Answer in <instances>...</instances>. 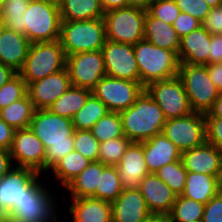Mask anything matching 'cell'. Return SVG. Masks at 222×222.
<instances>
[{
    "mask_svg": "<svg viewBox=\"0 0 222 222\" xmlns=\"http://www.w3.org/2000/svg\"><path fill=\"white\" fill-rule=\"evenodd\" d=\"M30 129L45 148V172L74 150L75 129L72 119L53 114L48 109H37L31 120Z\"/></svg>",
    "mask_w": 222,
    "mask_h": 222,
    "instance_id": "obj_1",
    "label": "cell"
},
{
    "mask_svg": "<svg viewBox=\"0 0 222 222\" xmlns=\"http://www.w3.org/2000/svg\"><path fill=\"white\" fill-rule=\"evenodd\" d=\"M123 134L131 142H145L162 133L166 118L159 105L144 90L136 102L119 112Z\"/></svg>",
    "mask_w": 222,
    "mask_h": 222,
    "instance_id": "obj_2",
    "label": "cell"
},
{
    "mask_svg": "<svg viewBox=\"0 0 222 222\" xmlns=\"http://www.w3.org/2000/svg\"><path fill=\"white\" fill-rule=\"evenodd\" d=\"M133 50L144 87L178 76L180 62L174 51L157 47L145 39L133 45Z\"/></svg>",
    "mask_w": 222,
    "mask_h": 222,
    "instance_id": "obj_3",
    "label": "cell"
},
{
    "mask_svg": "<svg viewBox=\"0 0 222 222\" xmlns=\"http://www.w3.org/2000/svg\"><path fill=\"white\" fill-rule=\"evenodd\" d=\"M106 40L104 18L61 21L59 41L65 56L80 52L100 51Z\"/></svg>",
    "mask_w": 222,
    "mask_h": 222,
    "instance_id": "obj_4",
    "label": "cell"
},
{
    "mask_svg": "<svg viewBox=\"0 0 222 222\" xmlns=\"http://www.w3.org/2000/svg\"><path fill=\"white\" fill-rule=\"evenodd\" d=\"M66 67V56L59 40L31 43L28 56L18 72L30 84Z\"/></svg>",
    "mask_w": 222,
    "mask_h": 222,
    "instance_id": "obj_5",
    "label": "cell"
},
{
    "mask_svg": "<svg viewBox=\"0 0 222 222\" xmlns=\"http://www.w3.org/2000/svg\"><path fill=\"white\" fill-rule=\"evenodd\" d=\"M178 77L183 83L191 110L208 113L213 108L220 91L209 78L207 67L180 63Z\"/></svg>",
    "mask_w": 222,
    "mask_h": 222,
    "instance_id": "obj_6",
    "label": "cell"
},
{
    "mask_svg": "<svg viewBox=\"0 0 222 222\" xmlns=\"http://www.w3.org/2000/svg\"><path fill=\"white\" fill-rule=\"evenodd\" d=\"M25 36L31 43L59 40V7L43 0H31L24 13Z\"/></svg>",
    "mask_w": 222,
    "mask_h": 222,
    "instance_id": "obj_7",
    "label": "cell"
},
{
    "mask_svg": "<svg viewBox=\"0 0 222 222\" xmlns=\"http://www.w3.org/2000/svg\"><path fill=\"white\" fill-rule=\"evenodd\" d=\"M38 180L26 191L18 204L8 210L6 222H50L56 221V205L53 196Z\"/></svg>",
    "mask_w": 222,
    "mask_h": 222,
    "instance_id": "obj_8",
    "label": "cell"
},
{
    "mask_svg": "<svg viewBox=\"0 0 222 222\" xmlns=\"http://www.w3.org/2000/svg\"><path fill=\"white\" fill-rule=\"evenodd\" d=\"M145 17L146 11L129 6L105 12L106 39L135 45L144 39Z\"/></svg>",
    "mask_w": 222,
    "mask_h": 222,
    "instance_id": "obj_9",
    "label": "cell"
},
{
    "mask_svg": "<svg viewBox=\"0 0 222 222\" xmlns=\"http://www.w3.org/2000/svg\"><path fill=\"white\" fill-rule=\"evenodd\" d=\"M144 90L145 87L140 81L118 79L106 75L91 92L106 105L108 111L121 112L132 106Z\"/></svg>",
    "mask_w": 222,
    "mask_h": 222,
    "instance_id": "obj_10",
    "label": "cell"
},
{
    "mask_svg": "<svg viewBox=\"0 0 222 222\" xmlns=\"http://www.w3.org/2000/svg\"><path fill=\"white\" fill-rule=\"evenodd\" d=\"M145 91L159 105L166 119L183 117L193 112L178 76L152 82L145 87Z\"/></svg>",
    "mask_w": 222,
    "mask_h": 222,
    "instance_id": "obj_11",
    "label": "cell"
},
{
    "mask_svg": "<svg viewBox=\"0 0 222 222\" xmlns=\"http://www.w3.org/2000/svg\"><path fill=\"white\" fill-rule=\"evenodd\" d=\"M162 132L180 152L196 148L206 141L205 115L192 112L183 117L167 119Z\"/></svg>",
    "mask_w": 222,
    "mask_h": 222,
    "instance_id": "obj_12",
    "label": "cell"
},
{
    "mask_svg": "<svg viewBox=\"0 0 222 222\" xmlns=\"http://www.w3.org/2000/svg\"><path fill=\"white\" fill-rule=\"evenodd\" d=\"M71 85L92 90L106 76L102 51H87L66 56Z\"/></svg>",
    "mask_w": 222,
    "mask_h": 222,
    "instance_id": "obj_13",
    "label": "cell"
},
{
    "mask_svg": "<svg viewBox=\"0 0 222 222\" xmlns=\"http://www.w3.org/2000/svg\"><path fill=\"white\" fill-rule=\"evenodd\" d=\"M14 167L0 179V222L7 221L8 210L20 202L40 176L30 168Z\"/></svg>",
    "mask_w": 222,
    "mask_h": 222,
    "instance_id": "obj_14",
    "label": "cell"
},
{
    "mask_svg": "<svg viewBox=\"0 0 222 222\" xmlns=\"http://www.w3.org/2000/svg\"><path fill=\"white\" fill-rule=\"evenodd\" d=\"M101 51L107 76L140 81L133 45L106 40Z\"/></svg>",
    "mask_w": 222,
    "mask_h": 222,
    "instance_id": "obj_15",
    "label": "cell"
},
{
    "mask_svg": "<svg viewBox=\"0 0 222 222\" xmlns=\"http://www.w3.org/2000/svg\"><path fill=\"white\" fill-rule=\"evenodd\" d=\"M9 153L18 167L44 171L45 148L30 127L14 131Z\"/></svg>",
    "mask_w": 222,
    "mask_h": 222,
    "instance_id": "obj_16",
    "label": "cell"
},
{
    "mask_svg": "<svg viewBox=\"0 0 222 222\" xmlns=\"http://www.w3.org/2000/svg\"><path fill=\"white\" fill-rule=\"evenodd\" d=\"M71 86L67 68L27 85V95L35 109H47Z\"/></svg>",
    "mask_w": 222,
    "mask_h": 222,
    "instance_id": "obj_17",
    "label": "cell"
},
{
    "mask_svg": "<svg viewBox=\"0 0 222 222\" xmlns=\"http://www.w3.org/2000/svg\"><path fill=\"white\" fill-rule=\"evenodd\" d=\"M181 161L187 172L222 176V150L207 141L181 152Z\"/></svg>",
    "mask_w": 222,
    "mask_h": 222,
    "instance_id": "obj_18",
    "label": "cell"
},
{
    "mask_svg": "<svg viewBox=\"0 0 222 222\" xmlns=\"http://www.w3.org/2000/svg\"><path fill=\"white\" fill-rule=\"evenodd\" d=\"M151 214L168 215L177 195L155 173L147 174L137 188Z\"/></svg>",
    "mask_w": 222,
    "mask_h": 222,
    "instance_id": "obj_19",
    "label": "cell"
},
{
    "mask_svg": "<svg viewBox=\"0 0 222 222\" xmlns=\"http://www.w3.org/2000/svg\"><path fill=\"white\" fill-rule=\"evenodd\" d=\"M123 189H136L149 174L145 162L143 142H131L116 166Z\"/></svg>",
    "mask_w": 222,
    "mask_h": 222,
    "instance_id": "obj_20",
    "label": "cell"
},
{
    "mask_svg": "<svg viewBox=\"0 0 222 222\" xmlns=\"http://www.w3.org/2000/svg\"><path fill=\"white\" fill-rule=\"evenodd\" d=\"M111 206L112 222H142L151 214L137 188L123 189Z\"/></svg>",
    "mask_w": 222,
    "mask_h": 222,
    "instance_id": "obj_21",
    "label": "cell"
},
{
    "mask_svg": "<svg viewBox=\"0 0 222 222\" xmlns=\"http://www.w3.org/2000/svg\"><path fill=\"white\" fill-rule=\"evenodd\" d=\"M143 151L149 173H155L162 166L181 159L180 150L163 132L143 142Z\"/></svg>",
    "mask_w": 222,
    "mask_h": 222,
    "instance_id": "obj_22",
    "label": "cell"
},
{
    "mask_svg": "<svg viewBox=\"0 0 222 222\" xmlns=\"http://www.w3.org/2000/svg\"><path fill=\"white\" fill-rule=\"evenodd\" d=\"M211 34L202 26L180 38L178 59L190 65L208 64Z\"/></svg>",
    "mask_w": 222,
    "mask_h": 222,
    "instance_id": "obj_23",
    "label": "cell"
},
{
    "mask_svg": "<svg viewBox=\"0 0 222 222\" xmlns=\"http://www.w3.org/2000/svg\"><path fill=\"white\" fill-rule=\"evenodd\" d=\"M30 45L24 34L5 28L0 38V63L18 73L28 56Z\"/></svg>",
    "mask_w": 222,
    "mask_h": 222,
    "instance_id": "obj_24",
    "label": "cell"
},
{
    "mask_svg": "<svg viewBox=\"0 0 222 222\" xmlns=\"http://www.w3.org/2000/svg\"><path fill=\"white\" fill-rule=\"evenodd\" d=\"M73 222H112L111 203L93 197L72 198Z\"/></svg>",
    "mask_w": 222,
    "mask_h": 222,
    "instance_id": "obj_25",
    "label": "cell"
},
{
    "mask_svg": "<svg viewBox=\"0 0 222 222\" xmlns=\"http://www.w3.org/2000/svg\"><path fill=\"white\" fill-rule=\"evenodd\" d=\"M144 39L157 47L174 51L178 55L180 37L173 25L151 16L146 11Z\"/></svg>",
    "mask_w": 222,
    "mask_h": 222,
    "instance_id": "obj_26",
    "label": "cell"
},
{
    "mask_svg": "<svg viewBox=\"0 0 222 222\" xmlns=\"http://www.w3.org/2000/svg\"><path fill=\"white\" fill-rule=\"evenodd\" d=\"M222 190V176L187 172L182 196L206 204Z\"/></svg>",
    "mask_w": 222,
    "mask_h": 222,
    "instance_id": "obj_27",
    "label": "cell"
},
{
    "mask_svg": "<svg viewBox=\"0 0 222 222\" xmlns=\"http://www.w3.org/2000/svg\"><path fill=\"white\" fill-rule=\"evenodd\" d=\"M106 165L97 161L90 164L65 188H67L72 198L92 197L99 186L100 175Z\"/></svg>",
    "mask_w": 222,
    "mask_h": 222,
    "instance_id": "obj_28",
    "label": "cell"
},
{
    "mask_svg": "<svg viewBox=\"0 0 222 222\" xmlns=\"http://www.w3.org/2000/svg\"><path fill=\"white\" fill-rule=\"evenodd\" d=\"M60 9L61 21H81L104 18L99 0H64Z\"/></svg>",
    "mask_w": 222,
    "mask_h": 222,
    "instance_id": "obj_29",
    "label": "cell"
},
{
    "mask_svg": "<svg viewBox=\"0 0 222 222\" xmlns=\"http://www.w3.org/2000/svg\"><path fill=\"white\" fill-rule=\"evenodd\" d=\"M91 94L92 92L89 89L71 85L66 92L47 109L53 114L72 119L73 116L85 105Z\"/></svg>",
    "mask_w": 222,
    "mask_h": 222,
    "instance_id": "obj_30",
    "label": "cell"
},
{
    "mask_svg": "<svg viewBox=\"0 0 222 222\" xmlns=\"http://www.w3.org/2000/svg\"><path fill=\"white\" fill-rule=\"evenodd\" d=\"M35 107L29 96L11 103L6 108L0 110V118L13 129H24L30 127Z\"/></svg>",
    "mask_w": 222,
    "mask_h": 222,
    "instance_id": "obj_31",
    "label": "cell"
},
{
    "mask_svg": "<svg viewBox=\"0 0 222 222\" xmlns=\"http://www.w3.org/2000/svg\"><path fill=\"white\" fill-rule=\"evenodd\" d=\"M90 160L73 150L61 160H59L51 170L54 172L55 179L61 181L66 187L74 178H76L89 164Z\"/></svg>",
    "mask_w": 222,
    "mask_h": 222,
    "instance_id": "obj_32",
    "label": "cell"
},
{
    "mask_svg": "<svg viewBox=\"0 0 222 222\" xmlns=\"http://www.w3.org/2000/svg\"><path fill=\"white\" fill-rule=\"evenodd\" d=\"M108 112L106 105L91 94L85 105L72 118L74 129L91 130L94 124Z\"/></svg>",
    "mask_w": 222,
    "mask_h": 222,
    "instance_id": "obj_33",
    "label": "cell"
},
{
    "mask_svg": "<svg viewBox=\"0 0 222 222\" xmlns=\"http://www.w3.org/2000/svg\"><path fill=\"white\" fill-rule=\"evenodd\" d=\"M122 190L123 187L117 167L106 165L100 175L96 193L92 197L112 203L122 193Z\"/></svg>",
    "mask_w": 222,
    "mask_h": 222,
    "instance_id": "obj_34",
    "label": "cell"
},
{
    "mask_svg": "<svg viewBox=\"0 0 222 222\" xmlns=\"http://www.w3.org/2000/svg\"><path fill=\"white\" fill-rule=\"evenodd\" d=\"M205 204L179 195L168 214L170 222H194L202 220Z\"/></svg>",
    "mask_w": 222,
    "mask_h": 222,
    "instance_id": "obj_35",
    "label": "cell"
},
{
    "mask_svg": "<svg viewBox=\"0 0 222 222\" xmlns=\"http://www.w3.org/2000/svg\"><path fill=\"white\" fill-rule=\"evenodd\" d=\"M91 132L100 143L124 136L119 112L106 113L94 124Z\"/></svg>",
    "mask_w": 222,
    "mask_h": 222,
    "instance_id": "obj_36",
    "label": "cell"
},
{
    "mask_svg": "<svg viewBox=\"0 0 222 222\" xmlns=\"http://www.w3.org/2000/svg\"><path fill=\"white\" fill-rule=\"evenodd\" d=\"M155 174L177 195H182L187 171L184 169L181 159L162 166Z\"/></svg>",
    "mask_w": 222,
    "mask_h": 222,
    "instance_id": "obj_37",
    "label": "cell"
},
{
    "mask_svg": "<svg viewBox=\"0 0 222 222\" xmlns=\"http://www.w3.org/2000/svg\"><path fill=\"white\" fill-rule=\"evenodd\" d=\"M29 1L23 0L22 2H5L0 18L6 29L14 30L25 35L24 13L28 7Z\"/></svg>",
    "mask_w": 222,
    "mask_h": 222,
    "instance_id": "obj_38",
    "label": "cell"
},
{
    "mask_svg": "<svg viewBox=\"0 0 222 222\" xmlns=\"http://www.w3.org/2000/svg\"><path fill=\"white\" fill-rule=\"evenodd\" d=\"M130 143L126 136L101 142L98 161L105 165L117 166Z\"/></svg>",
    "mask_w": 222,
    "mask_h": 222,
    "instance_id": "obj_39",
    "label": "cell"
},
{
    "mask_svg": "<svg viewBox=\"0 0 222 222\" xmlns=\"http://www.w3.org/2000/svg\"><path fill=\"white\" fill-rule=\"evenodd\" d=\"M27 94V84L19 73H16L0 87V110Z\"/></svg>",
    "mask_w": 222,
    "mask_h": 222,
    "instance_id": "obj_40",
    "label": "cell"
},
{
    "mask_svg": "<svg viewBox=\"0 0 222 222\" xmlns=\"http://www.w3.org/2000/svg\"><path fill=\"white\" fill-rule=\"evenodd\" d=\"M73 138L74 150L78 151L91 162L98 161L100 142L93 136L91 130H75Z\"/></svg>",
    "mask_w": 222,
    "mask_h": 222,
    "instance_id": "obj_41",
    "label": "cell"
},
{
    "mask_svg": "<svg viewBox=\"0 0 222 222\" xmlns=\"http://www.w3.org/2000/svg\"><path fill=\"white\" fill-rule=\"evenodd\" d=\"M147 12L155 18L173 25L181 11L175 0H153L149 4Z\"/></svg>",
    "mask_w": 222,
    "mask_h": 222,
    "instance_id": "obj_42",
    "label": "cell"
},
{
    "mask_svg": "<svg viewBox=\"0 0 222 222\" xmlns=\"http://www.w3.org/2000/svg\"><path fill=\"white\" fill-rule=\"evenodd\" d=\"M176 5L183 13H188L202 22L209 14L211 7L205 0H175Z\"/></svg>",
    "mask_w": 222,
    "mask_h": 222,
    "instance_id": "obj_43",
    "label": "cell"
},
{
    "mask_svg": "<svg viewBox=\"0 0 222 222\" xmlns=\"http://www.w3.org/2000/svg\"><path fill=\"white\" fill-rule=\"evenodd\" d=\"M206 141L222 150V118L205 117Z\"/></svg>",
    "mask_w": 222,
    "mask_h": 222,
    "instance_id": "obj_44",
    "label": "cell"
},
{
    "mask_svg": "<svg viewBox=\"0 0 222 222\" xmlns=\"http://www.w3.org/2000/svg\"><path fill=\"white\" fill-rule=\"evenodd\" d=\"M202 222H222V190L205 204Z\"/></svg>",
    "mask_w": 222,
    "mask_h": 222,
    "instance_id": "obj_45",
    "label": "cell"
},
{
    "mask_svg": "<svg viewBox=\"0 0 222 222\" xmlns=\"http://www.w3.org/2000/svg\"><path fill=\"white\" fill-rule=\"evenodd\" d=\"M177 35L182 38L201 27V22L188 13L180 12V15L173 23Z\"/></svg>",
    "mask_w": 222,
    "mask_h": 222,
    "instance_id": "obj_46",
    "label": "cell"
},
{
    "mask_svg": "<svg viewBox=\"0 0 222 222\" xmlns=\"http://www.w3.org/2000/svg\"><path fill=\"white\" fill-rule=\"evenodd\" d=\"M201 26L209 34H222V5L211 8L209 14L201 22Z\"/></svg>",
    "mask_w": 222,
    "mask_h": 222,
    "instance_id": "obj_47",
    "label": "cell"
},
{
    "mask_svg": "<svg viewBox=\"0 0 222 222\" xmlns=\"http://www.w3.org/2000/svg\"><path fill=\"white\" fill-rule=\"evenodd\" d=\"M222 63V34H211L208 64Z\"/></svg>",
    "mask_w": 222,
    "mask_h": 222,
    "instance_id": "obj_48",
    "label": "cell"
},
{
    "mask_svg": "<svg viewBox=\"0 0 222 222\" xmlns=\"http://www.w3.org/2000/svg\"><path fill=\"white\" fill-rule=\"evenodd\" d=\"M15 129L6 124L0 118V149L9 150L12 144L13 134Z\"/></svg>",
    "mask_w": 222,
    "mask_h": 222,
    "instance_id": "obj_49",
    "label": "cell"
},
{
    "mask_svg": "<svg viewBox=\"0 0 222 222\" xmlns=\"http://www.w3.org/2000/svg\"><path fill=\"white\" fill-rule=\"evenodd\" d=\"M208 70L209 78L219 91H222V63H212L205 65Z\"/></svg>",
    "mask_w": 222,
    "mask_h": 222,
    "instance_id": "obj_50",
    "label": "cell"
},
{
    "mask_svg": "<svg viewBox=\"0 0 222 222\" xmlns=\"http://www.w3.org/2000/svg\"><path fill=\"white\" fill-rule=\"evenodd\" d=\"M13 160L9 150L0 149V179H2L12 168Z\"/></svg>",
    "mask_w": 222,
    "mask_h": 222,
    "instance_id": "obj_51",
    "label": "cell"
},
{
    "mask_svg": "<svg viewBox=\"0 0 222 222\" xmlns=\"http://www.w3.org/2000/svg\"><path fill=\"white\" fill-rule=\"evenodd\" d=\"M99 2L105 12L117 8L127 7L126 0H99Z\"/></svg>",
    "mask_w": 222,
    "mask_h": 222,
    "instance_id": "obj_52",
    "label": "cell"
},
{
    "mask_svg": "<svg viewBox=\"0 0 222 222\" xmlns=\"http://www.w3.org/2000/svg\"><path fill=\"white\" fill-rule=\"evenodd\" d=\"M204 115L205 117L222 118V91L219 92L218 98L216 99L213 108Z\"/></svg>",
    "mask_w": 222,
    "mask_h": 222,
    "instance_id": "obj_53",
    "label": "cell"
},
{
    "mask_svg": "<svg viewBox=\"0 0 222 222\" xmlns=\"http://www.w3.org/2000/svg\"><path fill=\"white\" fill-rule=\"evenodd\" d=\"M17 72L11 67L0 63V87L4 85L10 78H12Z\"/></svg>",
    "mask_w": 222,
    "mask_h": 222,
    "instance_id": "obj_54",
    "label": "cell"
},
{
    "mask_svg": "<svg viewBox=\"0 0 222 222\" xmlns=\"http://www.w3.org/2000/svg\"><path fill=\"white\" fill-rule=\"evenodd\" d=\"M126 1H127V6L129 7L139 8L144 11H147L149 4L153 0H126Z\"/></svg>",
    "mask_w": 222,
    "mask_h": 222,
    "instance_id": "obj_55",
    "label": "cell"
},
{
    "mask_svg": "<svg viewBox=\"0 0 222 222\" xmlns=\"http://www.w3.org/2000/svg\"><path fill=\"white\" fill-rule=\"evenodd\" d=\"M142 222H170V219L165 214H150Z\"/></svg>",
    "mask_w": 222,
    "mask_h": 222,
    "instance_id": "obj_56",
    "label": "cell"
},
{
    "mask_svg": "<svg viewBox=\"0 0 222 222\" xmlns=\"http://www.w3.org/2000/svg\"><path fill=\"white\" fill-rule=\"evenodd\" d=\"M211 8H217L222 5V0H205Z\"/></svg>",
    "mask_w": 222,
    "mask_h": 222,
    "instance_id": "obj_57",
    "label": "cell"
},
{
    "mask_svg": "<svg viewBox=\"0 0 222 222\" xmlns=\"http://www.w3.org/2000/svg\"><path fill=\"white\" fill-rule=\"evenodd\" d=\"M57 7H60L64 0H43Z\"/></svg>",
    "mask_w": 222,
    "mask_h": 222,
    "instance_id": "obj_58",
    "label": "cell"
},
{
    "mask_svg": "<svg viewBox=\"0 0 222 222\" xmlns=\"http://www.w3.org/2000/svg\"><path fill=\"white\" fill-rule=\"evenodd\" d=\"M4 29H5V27H4L3 22H2V20L0 18V38H1L2 34H3Z\"/></svg>",
    "mask_w": 222,
    "mask_h": 222,
    "instance_id": "obj_59",
    "label": "cell"
},
{
    "mask_svg": "<svg viewBox=\"0 0 222 222\" xmlns=\"http://www.w3.org/2000/svg\"><path fill=\"white\" fill-rule=\"evenodd\" d=\"M4 3H5V0H0V12L3 9Z\"/></svg>",
    "mask_w": 222,
    "mask_h": 222,
    "instance_id": "obj_60",
    "label": "cell"
},
{
    "mask_svg": "<svg viewBox=\"0 0 222 222\" xmlns=\"http://www.w3.org/2000/svg\"><path fill=\"white\" fill-rule=\"evenodd\" d=\"M9 1H13V2H22L23 0H5V2H9Z\"/></svg>",
    "mask_w": 222,
    "mask_h": 222,
    "instance_id": "obj_61",
    "label": "cell"
}]
</instances>
